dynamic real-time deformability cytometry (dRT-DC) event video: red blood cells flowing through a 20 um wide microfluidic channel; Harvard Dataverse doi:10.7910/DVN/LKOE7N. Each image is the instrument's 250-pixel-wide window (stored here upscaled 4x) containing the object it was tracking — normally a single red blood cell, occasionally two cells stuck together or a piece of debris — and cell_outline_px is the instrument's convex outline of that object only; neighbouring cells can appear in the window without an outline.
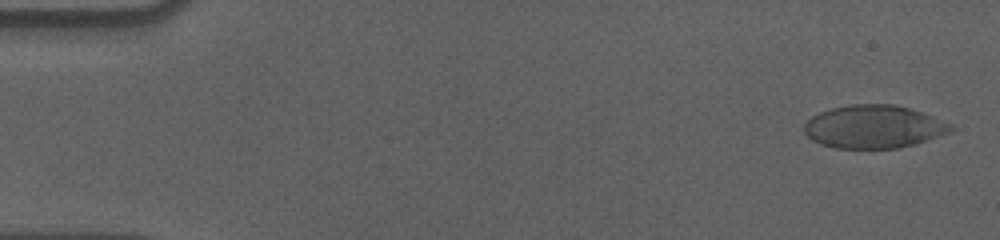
{"species": "human", "species_latin": "Homo sapiens", "temperature_condition": "cold", "stored_images_in_passage": 56, "camera_frame_rate_fps": 3000, "um_per_image_px": 0.085, "donor": {"sex": "male"}, "frame": {"image": 1, "passage_image": 2, "time_ms": 0.333, "image_size_px": [1000, 240], "cell_outline_px": [[952, 132], [916, 144], [896, 148], [832, 148], [820, 144], [812, 140], [804, 132], [804, 124], [812, 116], [820, 112], [832, 108], [852, 104], [892, 104], [908, 108], [932, 116], [952, 124]], "centroid_in_image_um": [74.26, 10.78], "position_along_channel_um": 10.7, "area_um2": 36.7}}
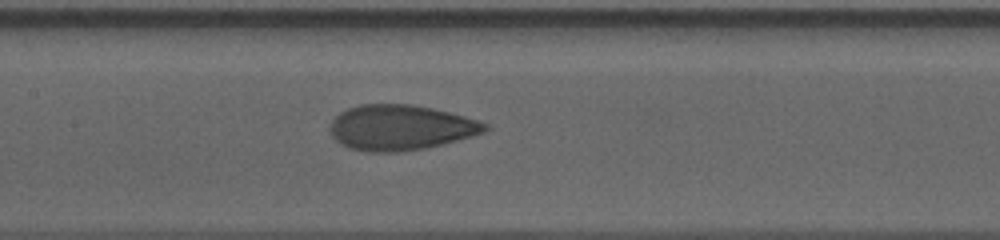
{"frame": {"image": 2, "passage_image": 27, "time_ms": 8.667, "image_size_px": [1000, 240], "cell_outline_px": [[492, 128], [484, 132], [472, 136], [444, 144], [428, 148], [404, 152], [364, 152], [348, 148], [340, 144], [332, 136], [332, 120], [340, 112], [348, 108], [360, 104], [412, 104], [432, 108], [464, 116], [488, 124]], "centroid_in_image_um": [34.06, 10.86], "position_along_channel_um": 173.3, "area_um2": 41.15}}
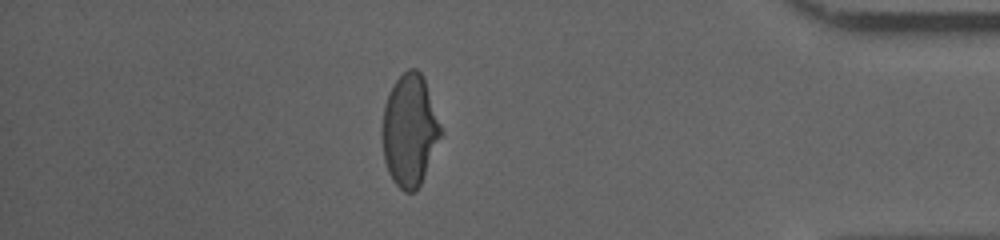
{"frame": {"image": 3, "passage_image": 49, "time_ms": 16.0, "image_size_px": [1000, 240], "cell_outline_px": [[440, 136], [420, 184], [416, 192], [404, 192], [392, 180], [388, 172], [384, 160], [380, 132], [380, 128], [384, 104], [388, 92], [396, 80], [408, 68], [416, 68], [424, 76], [440, 124]], "centroid_in_image_um": [34.76, 11.05], "position_along_channel_um": 400.4, "area_um2": 38.21}, "authors_computed_cell_mechanics": {"area_um2": 39.1884, "velocity_mm_per_s": 3.5971, "shape_relaxation_time_tau1_ms": 5.6143, "shape_relaxation_time_tau2_ms": 1.3152, "deformation_change_tau1": 0.1728, "deformation_change_tau2": 0.0717}}